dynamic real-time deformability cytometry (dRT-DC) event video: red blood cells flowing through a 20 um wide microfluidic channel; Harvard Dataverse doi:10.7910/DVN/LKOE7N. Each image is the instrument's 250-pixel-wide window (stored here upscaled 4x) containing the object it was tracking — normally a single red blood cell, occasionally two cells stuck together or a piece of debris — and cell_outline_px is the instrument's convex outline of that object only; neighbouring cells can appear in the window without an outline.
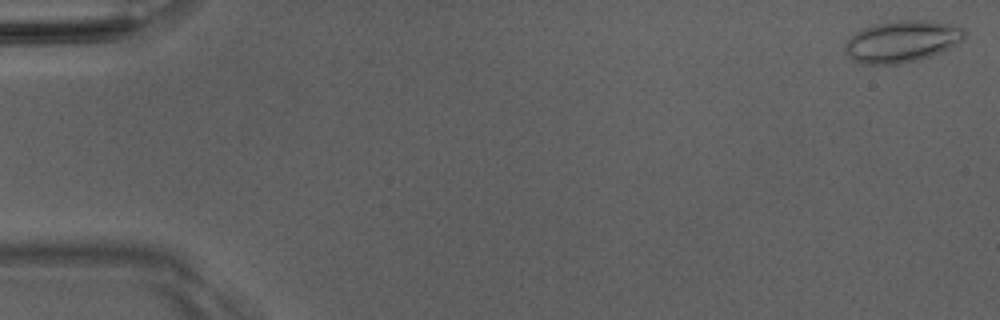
{"species": "Egyptian fruit bat (a non-hibernating species)", "species_latin": "Rousettus aegyptiacus", "temperature_condition": "room temperature", "stored_images_in_passage": 15, "camera_frame_rate_fps": 3000, "um_per_image_px": 0.085, "animal": {"sex": "male"}, "frame": {"image": 1, "passage_image": 1, "time_ms": 0.0, "image_size_px": [1000, 320], "cell_outline_px": [[964, 40], [948, 48], [928, 56], [916, 60], [896, 64], [860, 64], [852, 60], [844, 52], [844, 44], [856, 32], [872, 24], [892, 20], [924, 20], [948, 24], [964, 28]], "centroid_in_image_um": [76.6, 3.51], "position_along_channel_um": 8.4, "area_um2": 28.9}}